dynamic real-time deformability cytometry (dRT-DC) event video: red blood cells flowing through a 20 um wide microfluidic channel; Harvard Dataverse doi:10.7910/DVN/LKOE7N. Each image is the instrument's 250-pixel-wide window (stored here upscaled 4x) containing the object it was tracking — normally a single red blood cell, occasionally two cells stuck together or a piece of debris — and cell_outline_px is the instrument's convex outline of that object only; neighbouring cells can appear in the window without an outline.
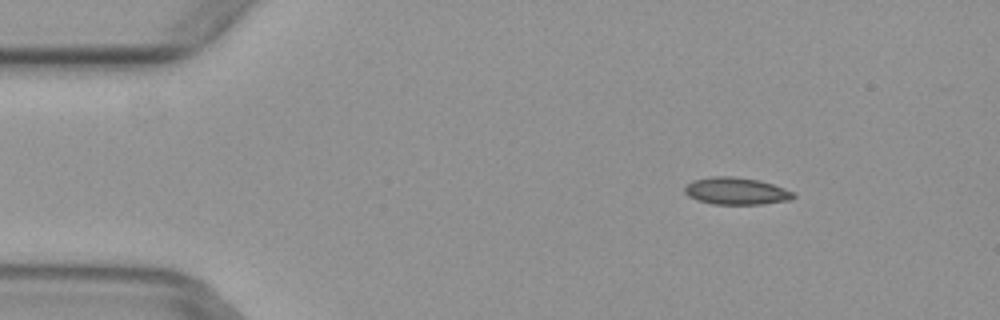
{"species": "common noctule bat (a hibernating species)", "species_latin": "Nyctalus noctula", "temperature_condition": "warm", "stored_images_in_passage": 5, "camera_frame_rate_fps": 3000, "um_per_image_px": 0.085, "animal": {"sex": "female", "body_mass_g": 29.2, "forearm_length_mm": 56.3}, "frame": {"image": 1, "passage_image": 2, "time_ms": 0.333, "image_size_px": [1000, 320], "cell_outline_px": [[796, 196], [792, 200], [764, 204], [712, 204], [696, 200], [688, 196], [684, 192], [684, 188], [692, 180], [712, 176], [732, 176], [756, 180], [772, 184], [784, 188], [792, 192]], "centroid_in_image_um": [62.56, 16.25], "position_along_channel_um": 22.4, "area_um2": 17.22}}